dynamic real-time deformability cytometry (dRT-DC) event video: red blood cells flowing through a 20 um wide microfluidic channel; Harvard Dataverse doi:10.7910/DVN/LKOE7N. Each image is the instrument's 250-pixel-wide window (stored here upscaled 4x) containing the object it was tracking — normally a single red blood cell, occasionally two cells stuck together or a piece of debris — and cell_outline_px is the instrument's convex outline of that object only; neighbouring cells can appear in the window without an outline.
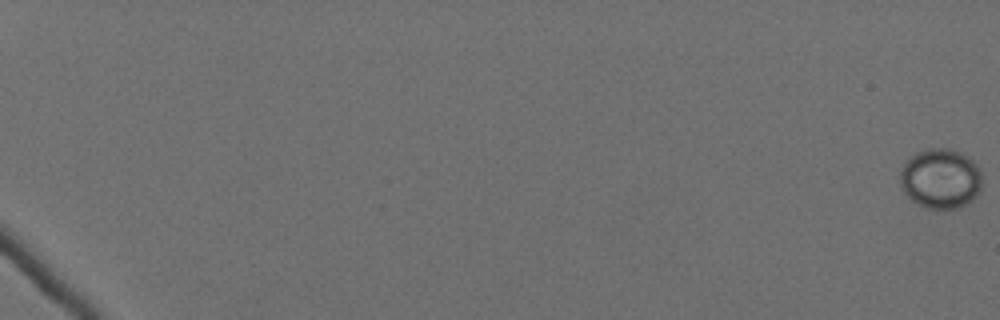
{"species": "Egyptian fruit bat (a non-hibernating species)", "species_latin": "Rousettus aegyptiacus", "temperature_condition": "cold", "stored_images_in_passage": 63, "camera_frame_rate_fps": 3000, "um_per_image_px": 0.085, "animal": {"sex": "female"}, "frame": {"image": 1, "passage_image": 1, "time_ms": 0.0, "image_size_px": [1000, 320], "cell_outline_px": [[980, 188], [976, 196], [972, 200], [956, 208], [928, 208], [916, 204], [900, 188], [900, 168], [916, 152], [928, 148], [948, 148], [960, 152], [968, 156], [980, 168]], "centroid_in_image_um": [79.92, 15.16], "position_along_channel_um": 5.1, "area_um2": 28.61}}
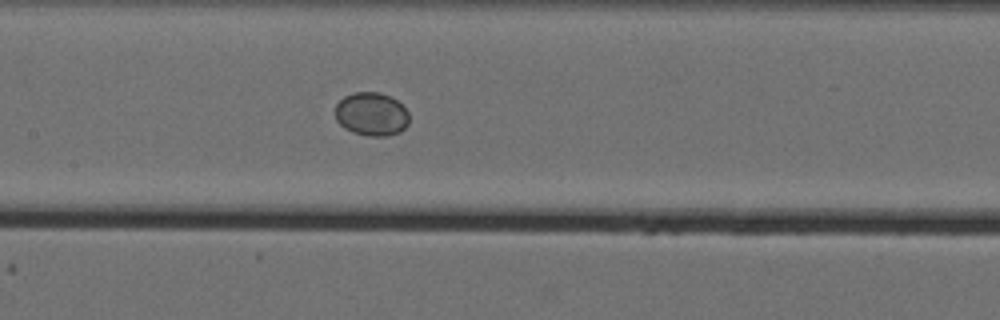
{"frame": {"image": 2, "passage_image": 36, "time_ms": 11.667, "image_size_px": [1000, 320], "cell_outline_px": [[408, 124], [400, 132], [388, 136], [368, 136], [352, 132], [344, 128], [336, 120], [336, 104], [344, 96], [352, 92], [380, 92], [396, 100], [408, 112]], "centroid_in_image_um": [31.56, 9.7], "position_along_channel_um": 175.8, "area_um2": 18.73}}
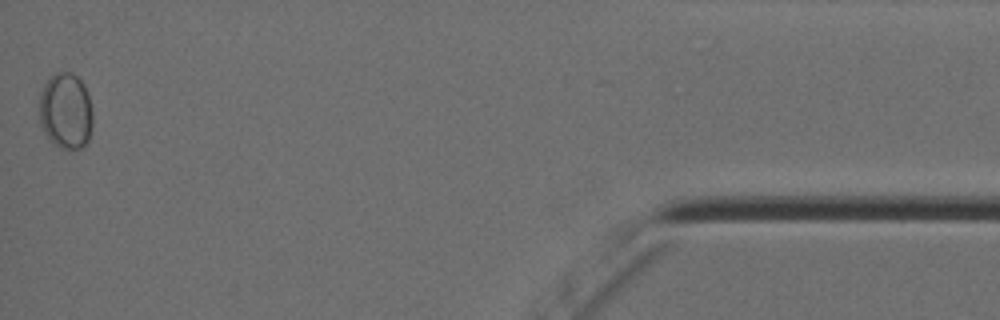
{"frame": {"image": 3, "passage_image": 63, "time_ms": 20.667, "image_size_px": [1000, 320], "cell_outline_px": [[92, 128], [88, 140], [80, 148], [68, 152], [52, 144], [48, 140], [40, 124], [40, 92], [44, 84], [56, 72], [72, 72], [84, 84], [88, 92], [92, 112]], "centroid_in_image_um": [5.59, 9.48], "position_along_channel_um": 429.6, "area_um2": 24.16}}